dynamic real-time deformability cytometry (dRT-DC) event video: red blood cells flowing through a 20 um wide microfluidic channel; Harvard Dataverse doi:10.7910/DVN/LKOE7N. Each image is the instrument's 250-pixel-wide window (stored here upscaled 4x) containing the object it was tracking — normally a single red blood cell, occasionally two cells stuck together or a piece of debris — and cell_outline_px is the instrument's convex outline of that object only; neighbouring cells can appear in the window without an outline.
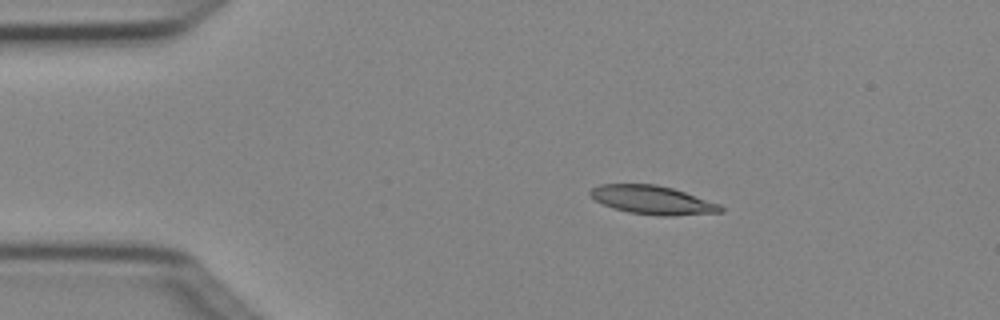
{"species": "Egyptian fruit bat (a non-hibernating species)", "species_latin": "Rousettus aegyptiacus", "temperature_condition": "cold", "stored_images_in_passage": 4, "camera_frame_rate_fps": 3000, "um_per_image_px": 0.085, "animal": {"sex": "female"}, "frame": {"image": 1, "passage_image": 1, "time_ms": 0.0, "image_size_px": [1000, 320], "cell_outline_px": [[724, 212], [672, 216], [660, 216], [628, 212], [612, 208], [596, 200], [588, 192], [592, 188], [600, 184], [656, 184], [672, 188], [720, 204], [724, 208]], "centroid_in_image_um": [55.48, 17.01], "position_along_channel_um": 29.5, "area_um2": 21.68}}
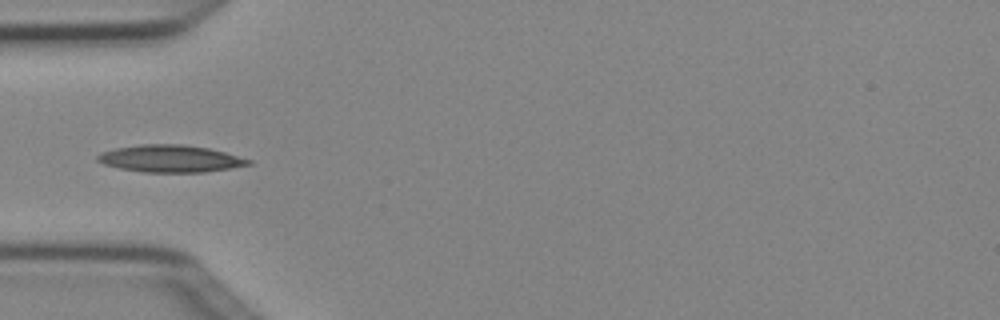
{"frame": {"image": 2, "passage_image": 3, "time_ms": 0.667, "image_size_px": [1000, 320], "cell_outline_px": [[252, 164], [232, 168], [204, 172], [144, 172], [120, 168], [104, 164], [96, 160], [96, 156], [100, 152], [116, 148], [140, 144], [184, 144], [208, 148], [224, 152], [252, 160]], "centroid_in_image_um": [14.47, 13.48], "position_along_channel_um": 70.5, "area_um2": 23.87}}
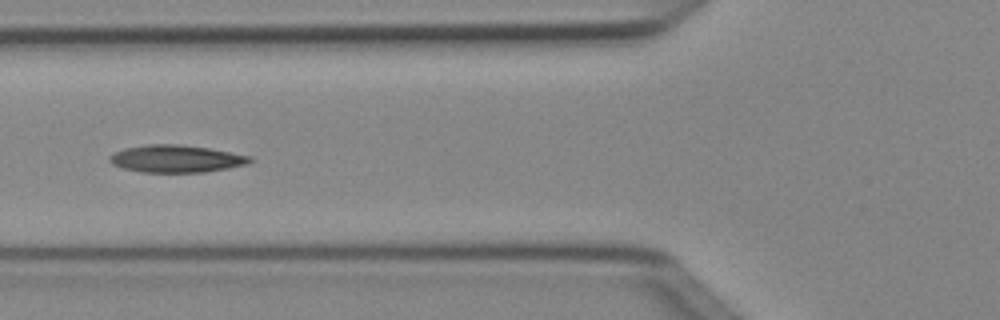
{"frame": {"image": 3, "passage_image": 4, "time_ms": 1.0, "image_size_px": [1000, 320], "cell_outline_px": [[252, 160], [244, 164], [204, 172], [140, 172], [124, 168], [112, 164], [108, 160], [108, 156], [112, 152], [124, 148], [148, 144], [176, 144], [208, 148], [252, 156]], "centroid_in_image_um": [14.88, 13.48], "position_along_channel_um": 110.9, "area_um2": 22.2}}